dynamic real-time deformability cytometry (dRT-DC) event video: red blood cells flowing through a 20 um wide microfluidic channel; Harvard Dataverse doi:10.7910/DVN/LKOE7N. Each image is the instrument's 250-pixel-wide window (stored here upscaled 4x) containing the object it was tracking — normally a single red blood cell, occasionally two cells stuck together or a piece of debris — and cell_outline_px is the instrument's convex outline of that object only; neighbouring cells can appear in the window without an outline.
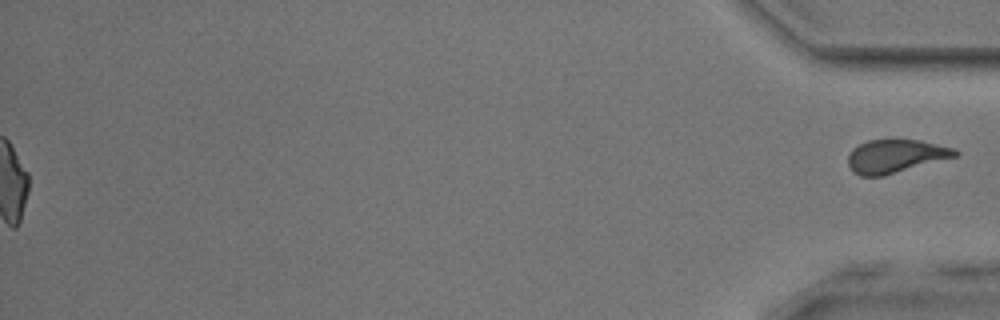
{"species": "common noctule bat (a hibernating species)", "species_latin": "Nyctalus noctula", "temperature_condition": "room temperature", "stored_images_in_passage": 55, "segment_of_instrument_passage": [2, 2], "camera_frame_rate_fps": 3000, "um_per_image_px": 0.085, "animal": {"sex": "male", "body_mass_g": 17.9, "forearm_length_mm": 54.2}, "frame": {"image": 1, "passage_image": 55, "time_ms": 18.0, "image_size_px": [1000, 320], "cell_outline_px": [[960, 152], [956, 156], [884, 176], [860, 176], [852, 172], [848, 164], [848, 156], [852, 148], [868, 140], [896, 136], [920, 140], [956, 148]], "centroid_in_image_um": [76.11, 13.22], "position_along_channel_um": 359.1, "area_um2": 21.56}}